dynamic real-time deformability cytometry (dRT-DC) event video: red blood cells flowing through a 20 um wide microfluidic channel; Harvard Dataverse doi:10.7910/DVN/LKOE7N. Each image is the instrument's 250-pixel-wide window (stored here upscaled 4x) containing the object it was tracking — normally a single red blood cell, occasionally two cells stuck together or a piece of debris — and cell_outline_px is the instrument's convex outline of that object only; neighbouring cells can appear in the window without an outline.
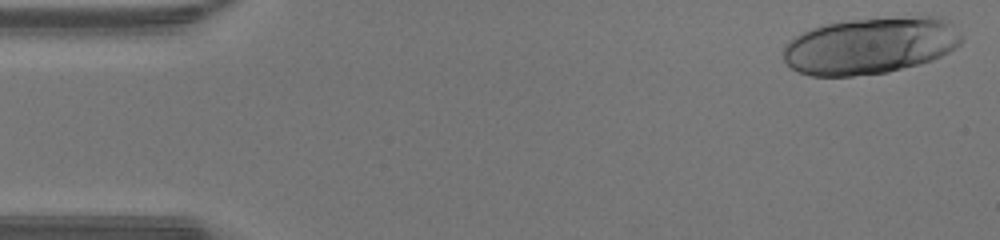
{"species": "human", "species_latin": "Homo sapiens", "temperature_condition": "warm", "stored_images_in_passage": 46, "segment_of_instrument_passage": [1, 2], "camera_frame_rate_fps": 3000, "um_per_image_px": 0.085, "donor": {"sex": "male"}, "frame": {"image": 1, "passage_image": 1, "time_ms": 0.0, "image_size_px": [1000, 240], "cell_outline_px": [[960, 44], [956, 48], [932, 60], [920, 64], [888, 72], [852, 76], [812, 76], [800, 72], [792, 68], [784, 60], [784, 48], [796, 36], [812, 28], [828, 24], [848, 20], [920, 16], [940, 16], [948, 20], [952, 24], [960, 36]], "centroid_in_image_um": [74.01, 3.88], "position_along_channel_um": 11.0, "area_um2": 58.55}}